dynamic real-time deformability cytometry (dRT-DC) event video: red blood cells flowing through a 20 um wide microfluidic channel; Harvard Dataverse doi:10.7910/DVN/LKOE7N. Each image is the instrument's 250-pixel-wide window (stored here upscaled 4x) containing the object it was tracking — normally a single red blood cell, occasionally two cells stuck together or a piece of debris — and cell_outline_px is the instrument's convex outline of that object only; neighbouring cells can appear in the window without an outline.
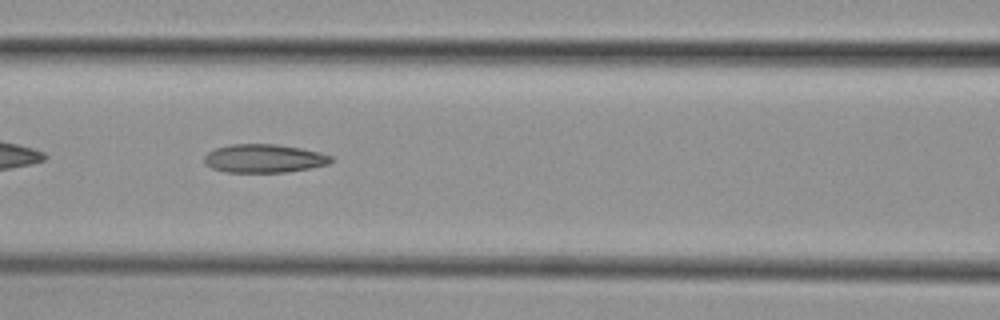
{"species": "common noctule bat (a hibernating species)", "species_latin": "Nyctalus noctula", "temperature_condition": "cold", "stored_images_in_passage": 44, "camera_frame_rate_fps": 3000, "um_per_image_px": 0.085, "animal": {"sex": "female", "body_mass_g": 29.2, "forearm_length_mm": 56.3}, "frame": {"image": 1, "passage_image": 13, "time_ms": 4.0, "image_size_px": [1000, 320], "cell_outline_px": [[332, 160], [328, 164], [312, 168], [288, 172], [224, 172], [212, 168], [204, 164], [204, 156], [208, 152], [216, 148], [232, 144], [276, 144], [300, 148], [320, 152], [332, 156]], "centroid_in_image_um": [22.44, 13.47], "position_along_channel_um": 144.2, "area_um2": 21.1}}
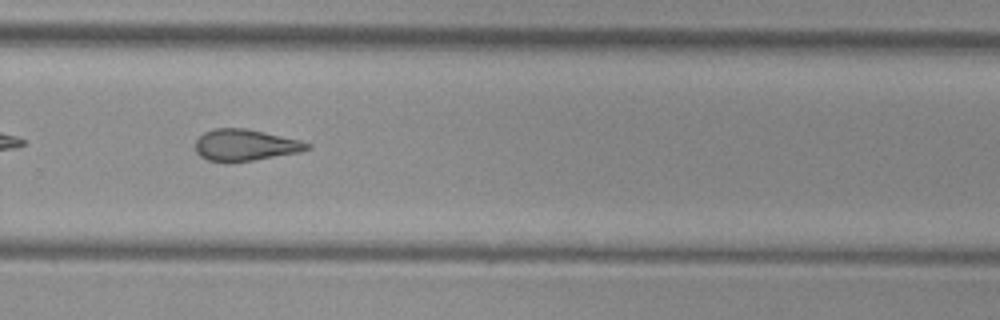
{"frame": {"image": 2, "passage_image": 26, "time_ms": 8.333, "image_size_px": [1000, 320], "cell_outline_px": [[312, 148], [300, 152], [252, 160], [224, 164], [208, 160], [200, 156], [196, 152], [196, 140], [204, 132], [212, 128], [248, 128], [300, 140], [312, 144]], "centroid_in_image_um": [20.84, 12.34], "position_along_channel_um": 309.0, "area_um2": 20.87}, "authors_computed_cell_mechanics": {"area_um2": 20.9236, "velocity_mm_per_s": 3.8184, "shape_relaxation_time_tau1_ms": null, "shape_relaxation_time_tau2_ms": 2.7212, "deformation_change_tau1": null, "deformation_change_tau2": 0.1094}}